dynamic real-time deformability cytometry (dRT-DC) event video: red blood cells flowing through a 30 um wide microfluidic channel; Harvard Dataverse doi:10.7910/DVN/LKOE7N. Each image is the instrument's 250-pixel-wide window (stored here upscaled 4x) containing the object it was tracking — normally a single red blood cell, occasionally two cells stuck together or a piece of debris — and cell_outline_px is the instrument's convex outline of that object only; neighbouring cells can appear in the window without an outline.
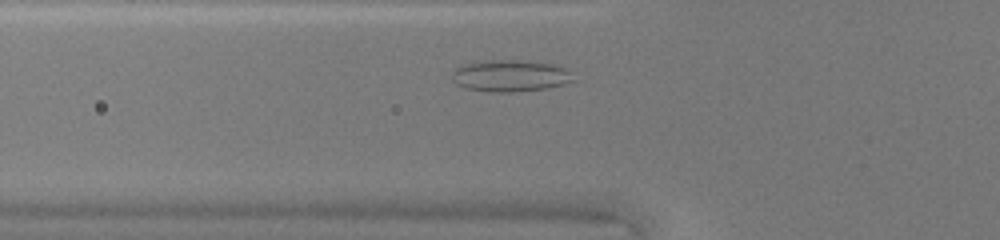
{"species": "common noctule bat (a hibernating species)", "species_latin": "Nyctalus noctula", "temperature_condition": "warm", "stored_images_in_passage": 28, "camera_frame_rate_fps": 3000, "um_per_image_px": 0.085, "animal": {"sex": "female", "body_mass_g": 20.0, "forearm_length_mm": 54.0}, "frame": {"image": 1, "passage_image": 5, "time_ms": 1.333, "image_size_px": [1000, 240], "cell_outline_px": [[572, 80], [548, 88], [512, 92], [488, 92], [464, 88], [456, 84], [452, 80], [452, 72], [456, 68], [464, 64], [480, 60], [512, 60], [552, 64], [564, 68], [568, 72]], "centroid_in_image_um": [43.25, 6.45], "position_along_channel_um": 82.6, "area_um2": 22.14}}
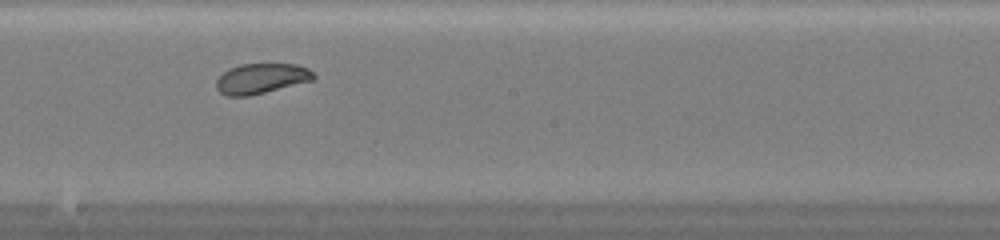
{"frame": {"image": 2, "passage_image": 15, "time_ms": 4.667, "image_size_px": [1000, 240], "cell_outline_px": [[316, 80], [248, 96], [228, 96], [220, 92], [216, 88], [216, 80], [224, 72], [240, 64], [296, 64], [308, 68], [316, 76]], "centroid_in_image_um": [22.25, 6.68], "position_along_channel_um": 226.0, "area_um2": 17.11}}
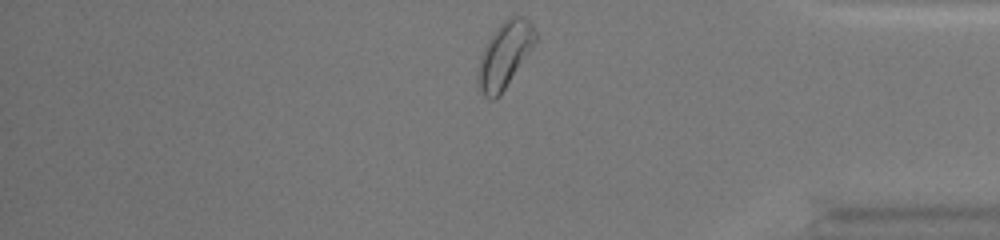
{"frame": {"image": 3, "passage_image": 28, "time_ms": 9.0, "image_size_px": [1000, 240], "cell_outline_px": [[536, 40], [500, 96], [492, 100], [488, 100], [484, 96], [476, 80], [476, 72], [480, 56], [488, 40], [496, 28], [508, 16], [524, 16], [532, 24], [536, 32]], "centroid_in_image_um": [42.86, 4.67], "position_along_channel_um": 392.3, "area_um2": 21.85}, "authors_computed_cell_mechanics": {"area_um2": 17.7157, "velocity_mm_per_s": 4.3037, "shape_relaxation_time_tau1_ms": null, "shape_relaxation_time_tau2_ms": 1.818, "deformation_change_tau1": null, "deformation_change_tau2": 0.053}}